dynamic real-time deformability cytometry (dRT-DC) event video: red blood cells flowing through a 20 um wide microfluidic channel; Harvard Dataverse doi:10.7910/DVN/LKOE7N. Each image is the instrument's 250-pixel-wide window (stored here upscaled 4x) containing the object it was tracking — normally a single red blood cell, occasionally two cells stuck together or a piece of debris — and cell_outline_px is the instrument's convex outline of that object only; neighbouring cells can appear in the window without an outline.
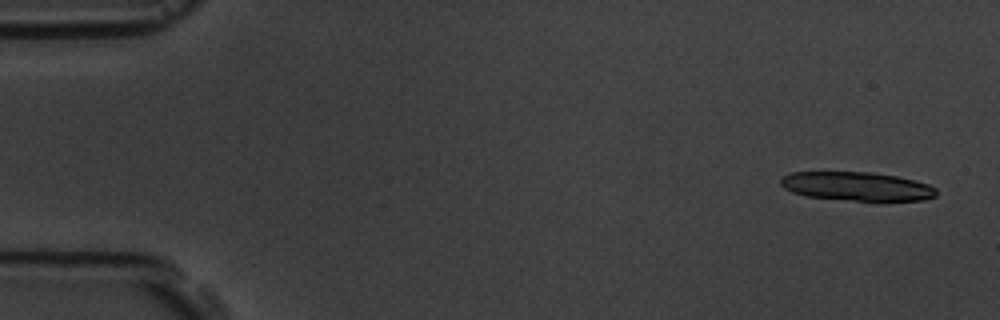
{"species": "common noctule bat (a hibernating species)", "species_latin": "Nyctalus noctula", "temperature_condition": "room temperature", "stored_images_in_passage": 11, "segment_of_instrument_passage": [1, 2], "camera_frame_rate_fps": 3000, "um_per_image_px": 0.085, "animal": {"sex": "male", "body_mass_g": 19.5, "forearm_length_mm": 54.6}, "frame": {"image": 1, "passage_image": 1, "time_ms": 0.0, "image_size_px": [1000, 320], "cell_outline_px": [[936, 196], [924, 200], [884, 204], [876, 204], [808, 196], [792, 192], [784, 188], [780, 184], [780, 180], [784, 176], [792, 172], [872, 172], [896, 176], [928, 184], [936, 188]], "centroid_in_image_um": [72.92, 15.9], "position_along_channel_um": 12.1, "area_um2": 27.22}}